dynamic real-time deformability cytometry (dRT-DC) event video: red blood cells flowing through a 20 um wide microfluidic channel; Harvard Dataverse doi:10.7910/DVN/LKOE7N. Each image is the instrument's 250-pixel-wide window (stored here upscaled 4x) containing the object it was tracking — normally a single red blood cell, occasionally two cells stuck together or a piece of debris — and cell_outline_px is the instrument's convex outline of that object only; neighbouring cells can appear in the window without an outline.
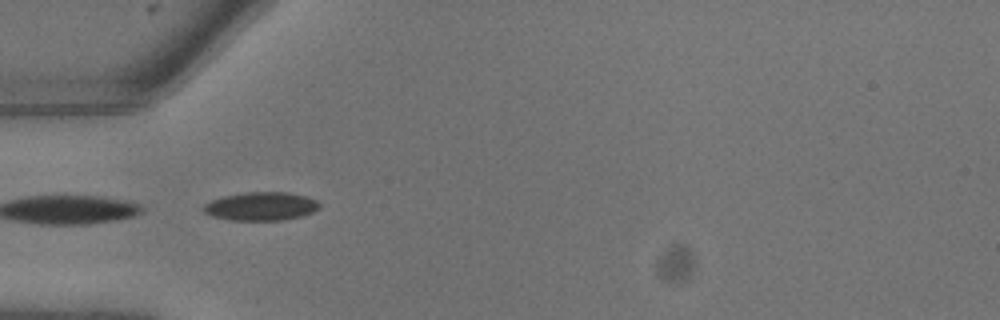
{"species": "common noctule bat (a hibernating species)", "species_latin": "Nyctalus noctula", "temperature_condition": "warm", "stored_images_in_passage": 5, "camera_frame_rate_fps": 3000, "um_per_image_px": 0.085, "animal": {"sex": "male", "body_mass_g": 13.3}, "frame": {"image": 1, "passage_image": 1, "time_ms": 0.0, "image_size_px": [1000, 320], "cell_outline_px": [[320, 208], [312, 212], [300, 216], [284, 220], [228, 220], [212, 216], [204, 212], [200, 208], [204, 204], [220, 196], [244, 192], [288, 192], [304, 196], [316, 200], [320, 204]], "centroid_in_image_um": [22.14, 17.53], "position_along_channel_um": 62.9, "area_um2": 19.36}}
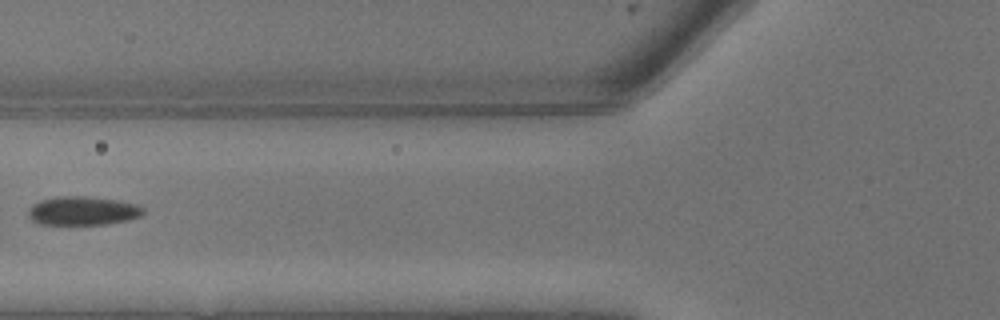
{"frame": {"image": 2, "passage_image": 3, "time_ms": 0.667, "image_size_px": [1000, 320], "cell_outline_px": [[144, 212], [140, 216], [128, 220], [104, 224], [40, 224], [32, 220], [28, 216], [28, 212], [32, 204], [40, 200], [56, 196], [84, 196], [116, 200], [136, 204], [144, 208]], "centroid_in_image_um": [7.01, 17.91], "position_along_channel_um": 118.8, "area_um2": 19.19}}